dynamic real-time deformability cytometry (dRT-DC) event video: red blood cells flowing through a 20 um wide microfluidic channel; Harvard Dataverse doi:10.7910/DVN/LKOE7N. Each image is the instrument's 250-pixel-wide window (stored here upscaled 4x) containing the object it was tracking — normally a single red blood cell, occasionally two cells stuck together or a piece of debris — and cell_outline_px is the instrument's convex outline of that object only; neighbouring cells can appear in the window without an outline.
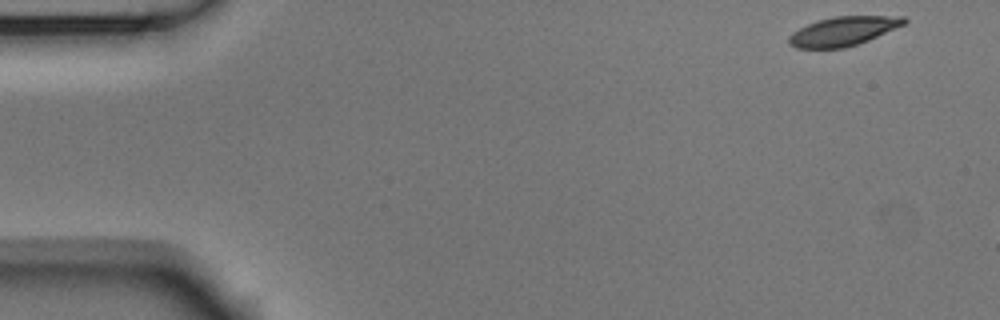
{"species": "Egyptian fruit bat (a non-hibernating species)", "species_latin": "Rousettus aegyptiacus", "temperature_condition": "room temperature", "stored_images_in_passage": 8, "camera_frame_rate_fps": 3000, "um_per_image_px": 0.085, "animal": {"sex": "male"}, "frame": {"image": 1, "passage_image": 1, "time_ms": 0.0, "image_size_px": [1000, 320], "cell_outline_px": [[908, 20], [904, 24], [868, 40], [844, 48], [796, 48], [788, 44], [788, 36], [792, 32], [816, 20], [832, 16], [904, 16]], "centroid_in_image_um": [71.63, 2.64], "position_along_channel_um": 13.4, "area_um2": 19.48}}